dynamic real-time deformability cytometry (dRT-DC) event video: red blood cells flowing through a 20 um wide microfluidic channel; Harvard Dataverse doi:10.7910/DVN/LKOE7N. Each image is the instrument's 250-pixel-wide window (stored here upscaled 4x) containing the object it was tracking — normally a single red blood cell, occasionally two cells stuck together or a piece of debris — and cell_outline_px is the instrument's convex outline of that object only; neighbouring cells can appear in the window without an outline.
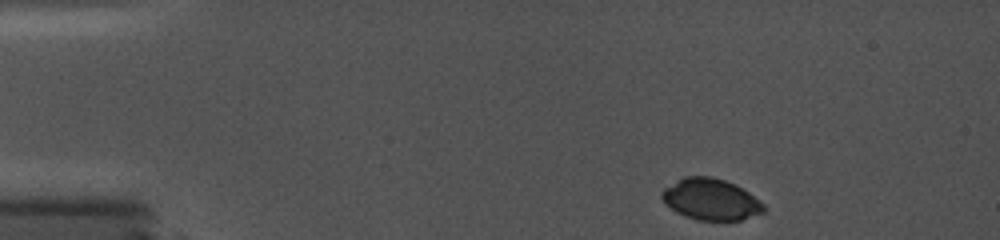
{"species": "common noctule bat (a hibernating species)", "species_latin": "Nyctalus noctula", "temperature_condition": "cold", "stored_images_in_passage": 40, "camera_frame_rate_fps": 5000, "um_per_image_px": 0.085, "animal": {"sex": "female", "body_mass_g": 19.0, "forearm_length_mm": 56.7}, "frame": {"image": 1, "passage_image": 1, "time_ms": 0.0, "image_size_px": [1000, 240], "cell_outline_px": [[768, 208], [764, 212], [740, 220], [696, 220], [684, 216], [676, 212], [664, 204], [660, 196], [660, 192], [664, 188], [684, 176], [712, 176], [724, 180], [748, 192], [764, 204]], "centroid_in_image_um": [60.38, 16.95], "position_along_channel_um": 24.6, "area_um2": 24.62}}
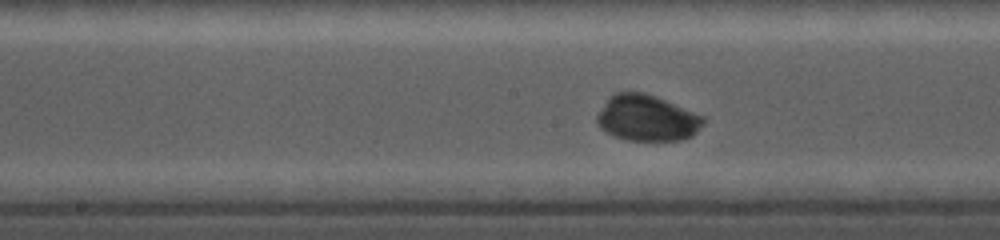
{"frame": {"image": 2, "passage_image": 25, "time_ms": 6.8, "image_size_px": [1000, 240], "cell_outline_px": [[704, 124], [692, 136], [684, 140], [628, 140], [616, 136], [600, 128], [596, 120], [596, 116], [608, 100], [616, 92], [644, 92], [656, 96], [704, 116]], "centroid_in_image_um": [55.03, 10.04], "position_along_channel_um": 193.2, "area_um2": 28.26}}
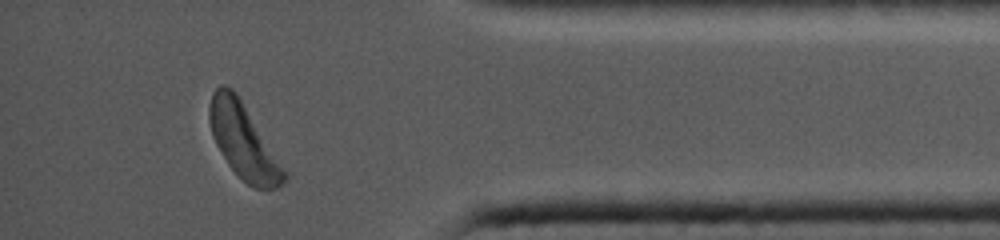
{"frame": {"image": 3, "passage_image": 40, "time_ms": 13.0, "image_size_px": [1000, 240], "cell_outline_px": [[288, 180], [276, 188], [252, 188], [228, 164], [216, 144], [212, 136], [208, 120], [208, 108], [212, 92], [220, 84], [224, 84], [232, 88], [236, 92], [288, 176]], "centroid_in_image_um": [20.64, 11.98], "position_along_channel_um": 414.6, "area_um2": 31.85}}